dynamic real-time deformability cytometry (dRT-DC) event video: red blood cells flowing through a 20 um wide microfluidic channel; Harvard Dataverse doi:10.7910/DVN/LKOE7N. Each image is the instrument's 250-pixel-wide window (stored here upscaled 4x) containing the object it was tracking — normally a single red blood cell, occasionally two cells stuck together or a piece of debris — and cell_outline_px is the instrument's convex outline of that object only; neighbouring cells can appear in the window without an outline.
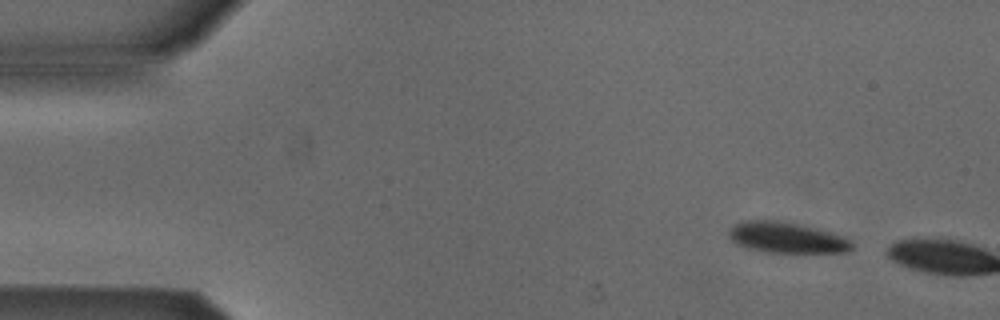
{"species": "Egyptian fruit bat (a non-hibernating species)", "species_latin": "Rousettus aegyptiacus", "temperature_condition": "cold", "stored_images_in_passage": 2, "camera_frame_rate_fps": 3000, "um_per_image_px": 0.085, "animal": {"sex": "male"}, "frame": {"image": 1, "passage_image": 1, "time_ms": 0.0, "image_size_px": [1000, 320], "cell_outline_px": [[852, 248], [848, 252], [764, 252], [748, 248], [736, 244], [728, 236], [728, 228], [732, 224], [740, 220], [776, 220], [816, 228], [832, 232], [844, 236], [852, 244]], "centroid_in_image_um": [66.79, 20.18], "position_along_channel_um": 18.2, "area_um2": 22.2}}